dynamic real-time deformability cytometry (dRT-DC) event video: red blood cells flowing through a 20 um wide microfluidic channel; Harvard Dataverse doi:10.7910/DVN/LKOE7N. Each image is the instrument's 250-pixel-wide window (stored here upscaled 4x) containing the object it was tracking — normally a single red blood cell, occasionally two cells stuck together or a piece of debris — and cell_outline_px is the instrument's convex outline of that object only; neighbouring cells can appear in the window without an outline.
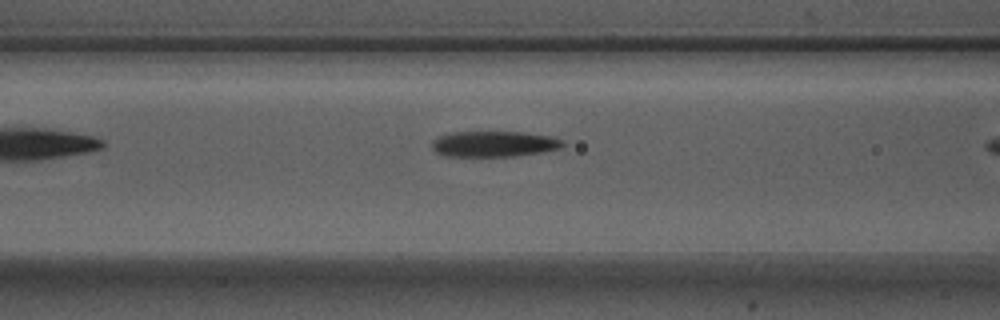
{"species": "Egyptian fruit bat (a non-hibernating species)", "species_latin": "Rousettus aegyptiacus", "temperature_condition": "warm", "stored_images_in_passage": 8, "camera_frame_rate_fps": 3000, "um_per_image_px": 0.085, "animal": {"sex": "male"}, "frame": {"image": 1, "passage_image": 7, "time_ms": 2.0, "image_size_px": [1000, 320], "cell_outline_px": [[564, 144], [560, 148], [544, 152], [516, 156], [444, 156], [436, 152], [432, 148], [432, 140], [440, 136], [452, 132], [524, 132], [552, 136], [564, 140]], "centroid_in_image_um": [42.02, 12.23], "position_along_channel_um": 124.6, "area_um2": 19.77}}